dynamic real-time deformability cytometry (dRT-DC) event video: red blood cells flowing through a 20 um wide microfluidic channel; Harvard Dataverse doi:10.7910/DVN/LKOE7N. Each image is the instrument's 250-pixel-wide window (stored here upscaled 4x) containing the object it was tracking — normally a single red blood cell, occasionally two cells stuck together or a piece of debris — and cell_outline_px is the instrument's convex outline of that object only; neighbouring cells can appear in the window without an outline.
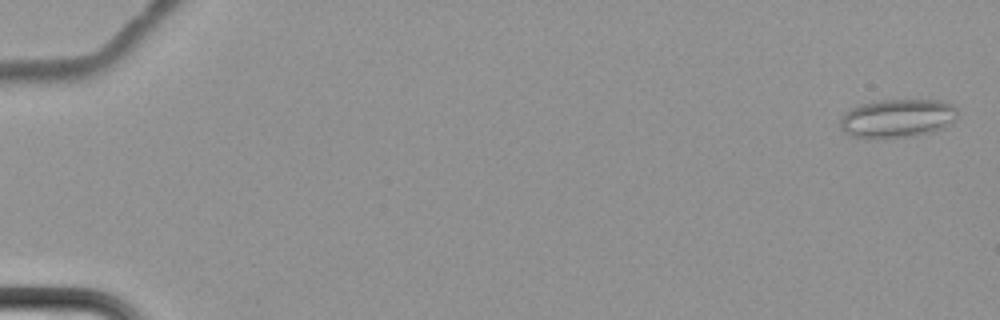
{"species": "common noctule bat (a hibernating species)", "species_latin": "Nyctalus noctula", "temperature_condition": "cold", "stored_images_in_passage": 6, "camera_frame_rate_fps": 3000, "um_per_image_px": 0.085, "animal": {"sex": "female", "body_mass_g": 22.7, "forearm_length_mm": 54.2}, "frame": {"image": 1, "passage_image": 1, "time_ms": 0.0, "image_size_px": [1000, 320], "cell_outline_px": [[956, 120], [952, 124], [944, 128], [932, 132], [908, 136], [876, 140], [868, 140], [852, 136], [844, 132], [840, 128], [840, 120], [844, 112], [860, 104], [880, 100], [940, 100], [952, 104], [956, 108]], "centroid_in_image_um": [76.25, 10.08], "position_along_channel_um": 8.7, "area_um2": 26.93}}